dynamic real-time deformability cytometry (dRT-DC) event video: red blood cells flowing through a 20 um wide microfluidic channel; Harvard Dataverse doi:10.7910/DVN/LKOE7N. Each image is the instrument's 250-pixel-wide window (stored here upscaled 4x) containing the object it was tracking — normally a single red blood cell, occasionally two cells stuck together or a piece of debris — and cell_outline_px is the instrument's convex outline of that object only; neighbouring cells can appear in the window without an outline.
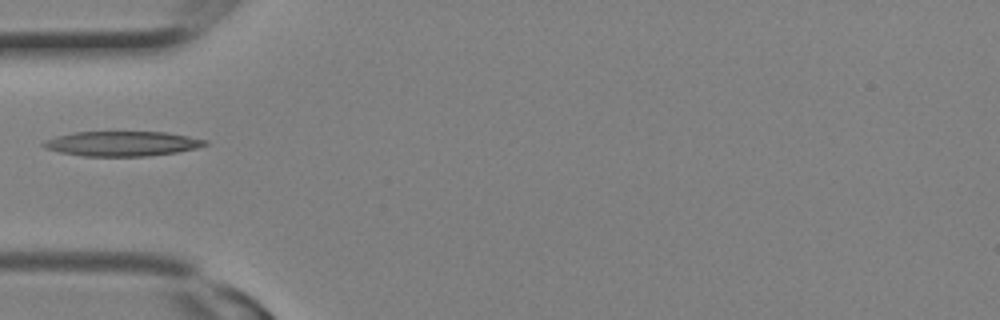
{"species": "Egyptian fruit bat (a non-hibernating species)", "species_latin": "Rousettus aegyptiacus", "temperature_condition": "room temperature", "stored_images_in_passage": 2, "camera_frame_rate_fps": 3000, "um_per_image_px": 0.085, "animal": {"sex": "female"}, "frame": {"image": 1, "passage_image": 2, "time_ms": 0.333, "image_size_px": [1000, 320], "cell_outline_px": [[208, 144], [196, 148], [176, 152], [148, 156], [84, 156], [60, 152], [44, 148], [40, 144], [44, 140], [56, 136], [72, 132], [168, 132], [208, 140]], "centroid_in_image_um": [10.36, 12.2], "position_along_channel_um": 74.6, "area_um2": 23.47}}